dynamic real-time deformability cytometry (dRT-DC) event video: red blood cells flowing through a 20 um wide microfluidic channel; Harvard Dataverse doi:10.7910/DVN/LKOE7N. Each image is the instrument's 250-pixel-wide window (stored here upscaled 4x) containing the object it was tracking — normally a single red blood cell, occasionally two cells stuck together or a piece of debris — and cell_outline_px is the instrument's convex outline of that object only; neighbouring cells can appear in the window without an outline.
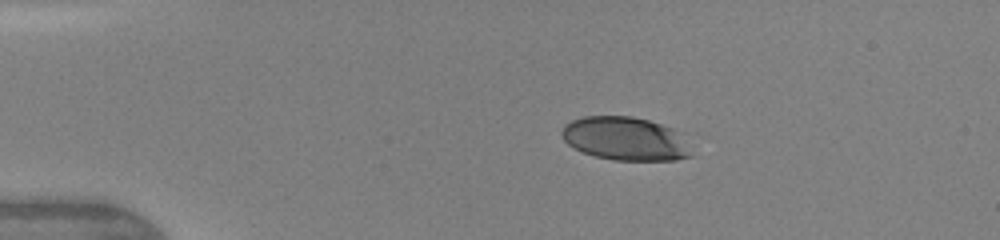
{"species": "human", "species_latin": "Homo sapiens", "temperature_condition": "warm", "stored_images_in_passage": 5, "camera_frame_rate_fps": 3000, "um_per_image_px": 0.085, "donor": {"sex": "female"}, "frame": {"image": 1, "passage_image": 2, "time_ms": 1.333, "image_size_px": [1000, 240], "cell_outline_px": [[692, 156], [676, 160], [612, 160], [596, 156], [584, 152], [568, 144], [564, 140], [560, 132], [564, 124], [572, 120], [584, 116], [632, 116], [648, 120], [684, 132]], "centroid_in_image_um": [53.18, 11.78], "position_along_channel_um": 31.8, "area_um2": 33.06}}